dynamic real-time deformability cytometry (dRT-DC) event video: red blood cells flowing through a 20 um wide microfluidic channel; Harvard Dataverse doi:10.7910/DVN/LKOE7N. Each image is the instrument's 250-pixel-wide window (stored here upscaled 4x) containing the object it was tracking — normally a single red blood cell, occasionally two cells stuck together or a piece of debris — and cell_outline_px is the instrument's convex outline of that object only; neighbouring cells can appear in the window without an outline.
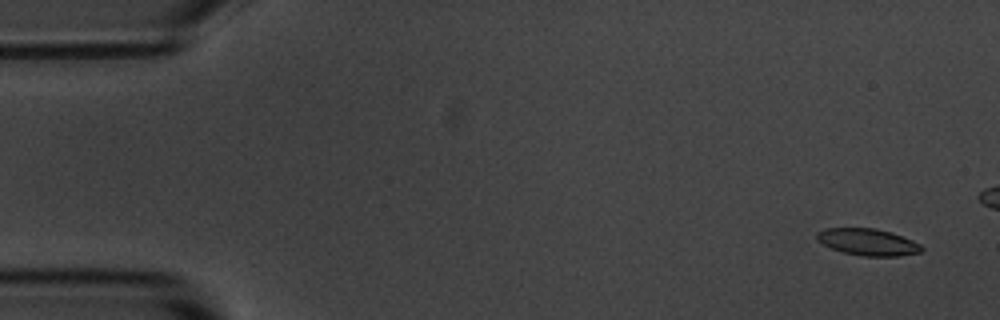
{"species": "common noctule bat (a hibernating species)", "species_latin": "Nyctalus noctula", "temperature_condition": "room temperature", "stored_images_in_passage": 17, "camera_frame_rate_fps": 3000, "um_per_image_px": 0.085, "animal": {"sex": "male", "body_mass_g": 20.1, "forearm_length_mm": 53.5}, "frame": {"image": 1, "passage_image": 3, "time_ms": 0.667, "image_size_px": [1000, 320], "cell_outline_px": [[924, 248], [920, 252], [900, 256], [860, 256], [844, 252], [832, 248], [816, 240], [816, 232], [824, 228], [876, 228], [892, 232], [912, 240], [920, 244]], "centroid_in_image_um": [73.76, 20.56], "position_along_channel_um": 11.2, "area_um2": 16.42}}